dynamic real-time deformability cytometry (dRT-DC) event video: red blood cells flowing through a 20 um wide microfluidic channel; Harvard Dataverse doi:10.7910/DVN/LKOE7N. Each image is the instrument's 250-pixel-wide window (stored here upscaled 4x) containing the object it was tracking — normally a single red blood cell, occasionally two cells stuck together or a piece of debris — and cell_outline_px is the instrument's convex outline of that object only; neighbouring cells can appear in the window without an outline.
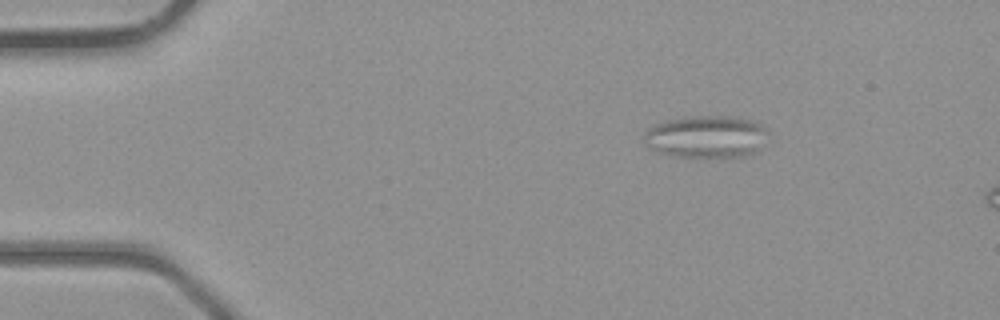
{"species": "common noctule bat (a hibernating species)", "species_latin": "Nyctalus noctula", "temperature_condition": "room temperature", "stored_images_in_passage": 3, "camera_frame_rate_fps": 3000, "um_per_image_px": 0.085, "animal": {"sex": "male", "body_mass_g": 23.1, "forearm_length_mm": 52.7}, "frame": {"image": 1, "passage_image": 1, "time_ms": 0.0, "image_size_px": [1000, 320], "cell_outline_px": [[768, 132], [756, 152], [740, 156], [676, 156], [660, 152], [648, 148], [644, 140], [644, 136], [648, 128], [656, 124], [668, 120], [684, 116], [736, 116], [756, 120], [764, 124]], "centroid_in_image_um": [60.05, 11.58], "position_along_channel_um": 24.9, "area_um2": 30.52}}